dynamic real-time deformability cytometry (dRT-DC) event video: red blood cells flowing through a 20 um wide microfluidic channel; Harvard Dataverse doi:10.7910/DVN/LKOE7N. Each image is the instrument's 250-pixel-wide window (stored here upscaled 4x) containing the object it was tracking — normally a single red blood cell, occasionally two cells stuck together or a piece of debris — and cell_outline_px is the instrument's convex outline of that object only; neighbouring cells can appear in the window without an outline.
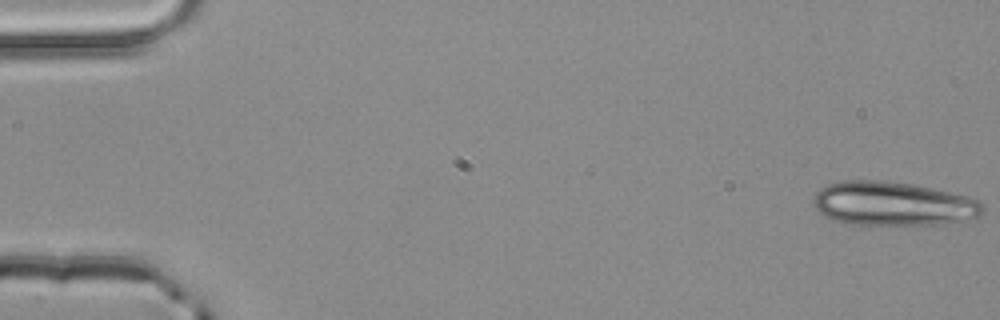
{"species": "common noctule bat (a hibernating species)", "species_latin": "Nyctalus noctula", "temperature_condition": "room temperature", "stored_images_in_passage": 4, "camera_frame_rate_fps": 3000, "um_per_image_px": 0.085, "animal": {"sex": "male", "body_mass_g": 20.4}, "frame": {"image": 1, "passage_image": 1, "time_ms": 0.0, "image_size_px": [1000, 320], "cell_outline_px": [[984, 212], [980, 216], [940, 224], [848, 224], [832, 220], [824, 216], [812, 204], [812, 200], [816, 192], [820, 188], [828, 184], [840, 180], [888, 180], [912, 184], [968, 196], [980, 200], [984, 204]], "centroid_in_image_um": [75.87, 17.3], "position_along_channel_um": 9.1, "area_um2": 43.58}}